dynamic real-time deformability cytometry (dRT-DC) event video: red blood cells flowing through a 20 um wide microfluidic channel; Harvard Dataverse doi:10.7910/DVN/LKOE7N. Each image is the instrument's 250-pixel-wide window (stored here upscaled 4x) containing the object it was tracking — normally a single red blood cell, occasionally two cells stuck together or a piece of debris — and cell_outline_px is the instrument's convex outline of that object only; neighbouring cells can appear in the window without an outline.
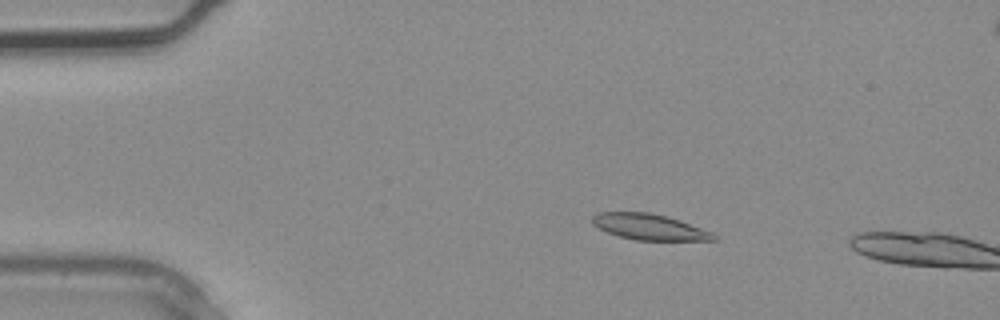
{"species": "common noctule bat (a hibernating species)", "species_latin": "Nyctalus noctula", "temperature_condition": "warm", "stored_images_in_passage": 3, "camera_frame_rate_fps": 3000, "um_per_image_px": 0.085, "animal": {"sex": "male", "body_mass_g": 20.4}, "frame": {"image": 1, "passage_image": 2, "time_ms": 0.333, "image_size_px": [1000, 320], "cell_outline_px": [[720, 240], [636, 240], [620, 236], [608, 232], [592, 224], [592, 216], [596, 212], [648, 212], [668, 216], [680, 220], [712, 232]], "centroid_in_image_um": [55.2, 19.28], "position_along_channel_um": 29.8, "area_um2": 18.26}}